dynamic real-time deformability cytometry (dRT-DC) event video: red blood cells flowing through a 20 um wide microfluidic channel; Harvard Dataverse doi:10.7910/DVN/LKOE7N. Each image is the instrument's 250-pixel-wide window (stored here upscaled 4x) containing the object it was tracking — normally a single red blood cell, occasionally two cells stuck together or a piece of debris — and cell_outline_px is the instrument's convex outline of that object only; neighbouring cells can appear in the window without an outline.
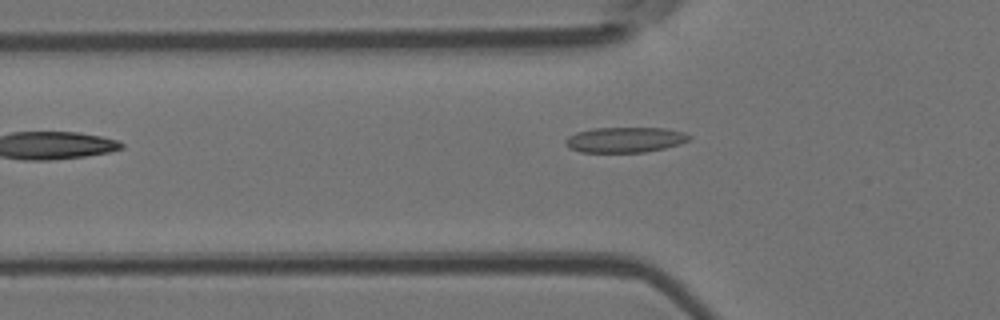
{"species": "Egyptian fruit bat (a non-hibernating species)", "species_latin": "Rousettus aegyptiacus", "temperature_condition": "room temperature", "stored_images_in_passage": 2, "camera_frame_rate_fps": 3000, "um_per_image_px": 0.085, "animal": {"sex": "female"}, "frame": {"image": 1, "passage_image": 2, "time_ms": 2.0, "image_size_px": [1000, 320], "cell_outline_px": [[692, 136], [688, 140], [680, 144], [664, 148], [644, 152], [580, 152], [568, 148], [564, 144], [564, 140], [568, 136], [576, 132], [592, 128], [664, 128], [684, 132]], "centroid_in_image_um": [53.09, 11.88], "position_along_channel_um": 72.7, "area_um2": 18.38}}